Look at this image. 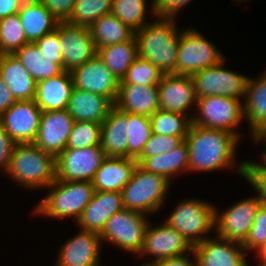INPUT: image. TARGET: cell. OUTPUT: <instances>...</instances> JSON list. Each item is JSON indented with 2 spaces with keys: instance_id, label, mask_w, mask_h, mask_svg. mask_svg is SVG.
<instances>
[{
  "instance_id": "51",
  "label": "cell",
  "mask_w": 266,
  "mask_h": 266,
  "mask_svg": "<svg viewBox=\"0 0 266 266\" xmlns=\"http://www.w3.org/2000/svg\"><path fill=\"white\" fill-rule=\"evenodd\" d=\"M251 140L254 142V144H263L266 148V122H264L260 127H258L252 134H251ZM264 151L266 149H263Z\"/></svg>"
},
{
  "instance_id": "40",
  "label": "cell",
  "mask_w": 266,
  "mask_h": 266,
  "mask_svg": "<svg viewBox=\"0 0 266 266\" xmlns=\"http://www.w3.org/2000/svg\"><path fill=\"white\" fill-rule=\"evenodd\" d=\"M101 145V124L90 121H75L66 148H88Z\"/></svg>"
},
{
  "instance_id": "17",
  "label": "cell",
  "mask_w": 266,
  "mask_h": 266,
  "mask_svg": "<svg viewBox=\"0 0 266 266\" xmlns=\"http://www.w3.org/2000/svg\"><path fill=\"white\" fill-rule=\"evenodd\" d=\"M71 75L75 88L103 95L115 104L120 81L97 54L83 65L73 69Z\"/></svg>"
},
{
  "instance_id": "36",
  "label": "cell",
  "mask_w": 266,
  "mask_h": 266,
  "mask_svg": "<svg viewBox=\"0 0 266 266\" xmlns=\"http://www.w3.org/2000/svg\"><path fill=\"white\" fill-rule=\"evenodd\" d=\"M125 130L128 137V158L137 160L152 134L150 119L144 115L127 113Z\"/></svg>"
},
{
  "instance_id": "15",
  "label": "cell",
  "mask_w": 266,
  "mask_h": 266,
  "mask_svg": "<svg viewBox=\"0 0 266 266\" xmlns=\"http://www.w3.org/2000/svg\"><path fill=\"white\" fill-rule=\"evenodd\" d=\"M73 235L59 245L55 266H101L100 235L83 229Z\"/></svg>"
},
{
  "instance_id": "49",
  "label": "cell",
  "mask_w": 266,
  "mask_h": 266,
  "mask_svg": "<svg viewBox=\"0 0 266 266\" xmlns=\"http://www.w3.org/2000/svg\"><path fill=\"white\" fill-rule=\"evenodd\" d=\"M17 100L0 77V116L7 111Z\"/></svg>"
},
{
  "instance_id": "47",
  "label": "cell",
  "mask_w": 266,
  "mask_h": 266,
  "mask_svg": "<svg viewBox=\"0 0 266 266\" xmlns=\"http://www.w3.org/2000/svg\"><path fill=\"white\" fill-rule=\"evenodd\" d=\"M16 144L5 129L0 126V172L4 173V175L9 168L12 151Z\"/></svg>"
},
{
  "instance_id": "44",
  "label": "cell",
  "mask_w": 266,
  "mask_h": 266,
  "mask_svg": "<svg viewBox=\"0 0 266 266\" xmlns=\"http://www.w3.org/2000/svg\"><path fill=\"white\" fill-rule=\"evenodd\" d=\"M35 44L48 58H56V63L63 69V57L59 40V23L56 29L38 39Z\"/></svg>"
},
{
  "instance_id": "52",
  "label": "cell",
  "mask_w": 266,
  "mask_h": 266,
  "mask_svg": "<svg viewBox=\"0 0 266 266\" xmlns=\"http://www.w3.org/2000/svg\"><path fill=\"white\" fill-rule=\"evenodd\" d=\"M256 258H258V260L260 261L261 264H263L264 266H266V252H258L257 254H255Z\"/></svg>"
},
{
  "instance_id": "35",
  "label": "cell",
  "mask_w": 266,
  "mask_h": 266,
  "mask_svg": "<svg viewBox=\"0 0 266 266\" xmlns=\"http://www.w3.org/2000/svg\"><path fill=\"white\" fill-rule=\"evenodd\" d=\"M152 133L181 137L185 140L192 120L182 113L159 109L151 117Z\"/></svg>"
},
{
  "instance_id": "9",
  "label": "cell",
  "mask_w": 266,
  "mask_h": 266,
  "mask_svg": "<svg viewBox=\"0 0 266 266\" xmlns=\"http://www.w3.org/2000/svg\"><path fill=\"white\" fill-rule=\"evenodd\" d=\"M185 28V29H184ZM225 56L197 29L183 27L179 39L176 74L193 75L218 64Z\"/></svg>"
},
{
  "instance_id": "26",
  "label": "cell",
  "mask_w": 266,
  "mask_h": 266,
  "mask_svg": "<svg viewBox=\"0 0 266 266\" xmlns=\"http://www.w3.org/2000/svg\"><path fill=\"white\" fill-rule=\"evenodd\" d=\"M114 104L105 96L73 88L67 111L75 121L102 124Z\"/></svg>"
},
{
  "instance_id": "30",
  "label": "cell",
  "mask_w": 266,
  "mask_h": 266,
  "mask_svg": "<svg viewBox=\"0 0 266 266\" xmlns=\"http://www.w3.org/2000/svg\"><path fill=\"white\" fill-rule=\"evenodd\" d=\"M244 119L251 134L266 122V70L248 78L243 100Z\"/></svg>"
},
{
  "instance_id": "31",
  "label": "cell",
  "mask_w": 266,
  "mask_h": 266,
  "mask_svg": "<svg viewBox=\"0 0 266 266\" xmlns=\"http://www.w3.org/2000/svg\"><path fill=\"white\" fill-rule=\"evenodd\" d=\"M89 30L96 49L123 43L135 36V31L112 13L98 18L89 26Z\"/></svg>"
},
{
  "instance_id": "25",
  "label": "cell",
  "mask_w": 266,
  "mask_h": 266,
  "mask_svg": "<svg viewBox=\"0 0 266 266\" xmlns=\"http://www.w3.org/2000/svg\"><path fill=\"white\" fill-rule=\"evenodd\" d=\"M138 165L145 171L174 181L175 176L189 173V148L185 140L176 148L151 157H139Z\"/></svg>"
},
{
  "instance_id": "2",
  "label": "cell",
  "mask_w": 266,
  "mask_h": 266,
  "mask_svg": "<svg viewBox=\"0 0 266 266\" xmlns=\"http://www.w3.org/2000/svg\"><path fill=\"white\" fill-rule=\"evenodd\" d=\"M154 20V21H153ZM135 32L138 55L164 74H176L181 29L177 20L154 18Z\"/></svg>"
},
{
  "instance_id": "18",
  "label": "cell",
  "mask_w": 266,
  "mask_h": 266,
  "mask_svg": "<svg viewBox=\"0 0 266 266\" xmlns=\"http://www.w3.org/2000/svg\"><path fill=\"white\" fill-rule=\"evenodd\" d=\"M59 40L63 57V70L71 72L89 61L97 53L89 27L59 22Z\"/></svg>"
},
{
  "instance_id": "11",
  "label": "cell",
  "mask_w": 266,
  "mask_h": 266,
  "mask_svg": "<svg viewBox=\"0 0 266 266\" xmlns=\"http://www.w3.org/2000/svg\"><path fill=\"white\" fill-rule=\"evenodd\" d=\"M153 225L149 221L143 246L137 255V259L146 258L143 264H151L161 259L181 256L193 251V246L165 221L160 225Z\"/></svg>"
},
{
  "instance_id": "27",
  "label": "cell",
  "mask_w": 266,
  "mask_h": 266,
  "mask_svg": "<svg viewBox=\"0 0 266 266\" xmlns=\"http://www.w3.org/2000/svg\"><path fill=\"white\" fill-rule=\"evenodd\" d=\"M127 113L115 105L101 124V147L106 157L128 158Z\"/></svg>"
},
{
  "instance_id": "45",
  "label": "cell",
  "mask_w": 266,
  "mask_h": 266,
  "mask_svg": "<svg viewBox=\"0 0 266 266\" xmlns=\"http://www.w3.org/2000/svg\"><path fill=\"white\" fill-rule=\"evenodd\" d=\"M193 0H154L155 18L178 20V13ZM186 6V7H185Z\"/></svg>"
},
{
  "instance_id": "19",
  "label": "cell",
  "mask_w": 266,
  "mask_h": 266,
  "mask_svg": "<svg viewBox=\"0 0 266 266\" xmlns=\"http://www.w3.org/2000/svg\"><path fill=\"white\" fill-rule=\"evenodd\" d=\"M74 122L66 109L43 111L34 144L56 158L66 149Z\"/></svg>"
},
{
  "instance_id": "57",
  "label": "cell",
  "mask_w": 266,
  "mask_h": 266,
  "mask_svg": "<svg viewBox=\"0 0 266 266\" xmlns=\"http://www.w3.org/2000/svg\"><path fill=\"white\" fill-rule=\"evenodd\" d=\"M141 266H151L150 264H141Z\"/></svg>"
},
{
  "instance_id": "10",
  "label": "cell",
  "mask_w": 266,
  "mask_h": 266,
  "mask_svg": "<svg viewBox=\"0 0 266 266\" xmlns=\"http://www.w3.org/2000/svg\"><path fill=\"white\" fill-rule=\"evenodd\" d=\"M226 58L218 64L202 69L191 75L197 98L204 96H228L244 100L249 76L236 73L224 66Z\"/></svg>"
},
{
  "instance_id": "3",
  "label": "cell",
  "mask_w": 266,
  "mask_h": 266,
  "mask_svg": "<svg viewBox=\"0 0 266 266\" xmlns=\"http://www.w3.org/2000/svg\"><path fill=\"white\" fill-rule=\"evenodd\" d=\"M6 177L26 190H45L56 180L55 157L34 143L16 144Z\"/></svg>"
},
{
  "instance_id": "14",
  "label": "cell",
  "mask_w": 266,
  "mask_h": 266,
  "mask_svg": "<svg viewBox=\"0 0 266 266\" xmlns=\"http://www.w3.org/2000/svg\"><path fill=\"white\" fill-rule=\"evenodd\" d=\"M158 88L161 110L182 113L192 120L198 98L190 75L164 74Z\"/></svg>"
},
{
  "instance_id": "50",
  "label": "cell",
  "mask_w": 266,
  "mask_h": 266,
  "mask_svg": "<svg viewBox=\"0 0 266 266\" xmlns=\"http://www.w3.org/2000/svg\"><path fill=\"white\" fill-rule=\"evenodd\" d=\"M25 0H0V19L18 13Z\"/></svg>"
},
{
  "instance_id": "34",
  "label": "cell",
  "mask_w": 266,
  "mask_h": 266,
  "mask_svg": "<svg viewBox=\"0 0 266 266\" xmlns=\"http://www.w3.org/2000/svg\"><path fill=\"white\" fill-rule=\"evenodd\" d=\"M149 1L151 2L150 5L148 3ZM149 1L112 0L111 13L116 15L125 25L129 26L133 31L136 32L151 22L155 17L154 0ZM147 15L152 16V18H148L150 21L147 20Z\"/></svg>"
},
{
  "instance_id": "38",
  "label": "cell",
  "mask_w": 266,
  "mask_h": 266,
  "mask_svg": "<svg viewBox=\"0 0 266 266\" xmlns=\"http://www.w3.org/2000/svg\"><path fill=\"white\" fill-rule=\"evenodd\" d=\"M28 43L18 13L0 19V54H13Z\"/></svg>"
},
{
  "instance_id": "54",
  "label": "cell",
  "mask_w": 266,
  "mask_h": 266,
  "mask_svg": "<svg viewBox=\"0 0 266 266\" xmlns=\"http://www.w3.org/2000/svg\"><path fill=\"white\" fill-rule=\"evenodd\" d=\"M251 264L249 263V259H248V261H247V263H246V266H250ZM256 266H264L263 264H261V263H258V265H256Z\"/></svg>"
},
{
  "instance_id": "22",
  "label": "cell",
  "mask_w": 266,
  "mask_h": 266,
  "mask_svg": "<svg viewBox=\"0 0 266 266\" xmlns=\"http://www.w3.org/2000/svg\"><path fill=\"white\" fill-rule=\"evenodd\" d=\"M114 105L125 113L151 117L160 109L158 85L119 84Z\"/></svg>"
},
{
  "instance_id": "12",
  "label": "cell",
  "mask_w": 266,
  "mask_h": 266,
  "mask_svg": "<svg viewBox=\"0 0 266 266\" xmlns=\"http://www.w3.org/2000/svg\"><path fill=\"white\" fill-rule=\"evenodd\" d=\"M250 195L230 207L220 209L215 207V234L243 244L250 232L254 217L262 204L256 194Z\"/></svg>"
},
{
  "instance_id": "16",
  "label": "cell",
  "mask_w": 266,
  "mask_h": 266,
  "mask_svg": "<svg viewBox=\"0 0 266 266\" xmlns=\"http://www.w3.org/2000/svg\"><path fill=\"white\" fill-rule=\"evenodd\" d=\"M42 110L34 100H17L0 116V126L17 143H34Z\"/></svg>"
},
{
  "instance_id": "5",
  "label": "cell",
  "mask_w": 266,
  "mask_h": 266,
  "mask_svg": "<svg viewBox=\"0 0 266 266\" xmlns=\"http://www.w3.org/2000/svg\"><path fill=\"white\" fill-rule=\"evenodd\" d=\"M172 184L165 177L137 165L131 180L121 191L124 209L146 215L157 214L163 209Z\"/></svg>"
},
{
  "instance_id": "1",
  "label": "cell",
  "mask_w": 266,
  "mask_h": 266,
  "mask_svg": "<svg viewBox=\"0 0 266 266\" xmlns=\"http://www.w3.org/2000/svg\"><path fill=\"white\" fill-rule=\"evenodd\" d=\"M185 142L189 148V173L236 168V173L244 177L246 159L236 161L241 141L235 134L191 124Z\"/></svg>"
},
{
  "instance_id": "32",
  "label": "cell",
  "mask_w": 266,
  "mask_h": 266,
  "mask_svg": "<svg viewBox=\"0 0 266 266\" xmlns=\"http://www.w3.org/2000/svg\"><path fill=\"white\" fill-rule=\"evenodd\" d=\"M96 54L110 69L116 79L121 81L138 56L135 36L123 43L97 48Z\"/></svg>"
},
{
  "instance_id": "28",
  "label": "cell",
  "mask_w": 266,
  "mask_h": 266,
  "mask_svg": "<svg viewBox=\"0 0 266 266\" xmlns=\"http://www.w3.org/2000/svg\"><path fill=\"white\" fill-rule=\"evenodd\" d=\"M0 77L16 100H34L36 81L13 54H0Z\"/></svg>"
},
{
  "instance_id": "23",
  "label": "cell",
  "mask_w": 266,
  "mask_h": 266,
  "mask_svg": "<svg viewBox=\"0 0 266 266\" xmlns=\"http://www.w3.org/2000/svg\"><path fill=\"white\" fill-rule=\"evenodd\" d=\"M74 88L71 72L36 82L34 102L42 111L67 109Z\"/></svg>"
},
{
  "instance_id": "7",
  "label": "cell",
  "mask_w": 266,
  "mask_h": 266,
  "mask_svg": "<svg viewBox=\"0 0 266 266\" xmlns=\"http://www.w3.org/2000/svg\"><path fill=\"white\" fill-rule=\"evenodd\" d=\"M243 122V100L228 96H204L197 99L192 124L231 132L241 140L244 135L238 127Z\"/></svg>"
},
{
  "instance_id": "29",
  "label": "cell",
  "mask_w": 266,
  "mask_h": 266,
  "mask_svg": "<svg viewBox=\"0 0 266 266\" xmlns=\"http://www.w3.org/2000/svg\"><path fill=\"white\" fill-rule=\"evenodd\" d=\"M18 15L29 43H35L45 34L54 31L59 23L39 0H25Z\"/></svg>"
},
{
  "instance_id": "53",
  "label": "cell",
  "mask_w": 266,
  "mask_h": 266,
  "mask_svg": "<svg viewBox=\"0 0 266 266\" xmlns=\"http://www.w3.org/2000/svg\"><path fill=\"white\" fill-rule=\"evenodd\" d=\"M260 158H259V163L266 169V150L261 153Z\"/></svg>"
},
{
  "instance_id": "8",
  "label": "cell",
  "mask_w": 266,
  "mask_h": 266,
  "mask_svg": "<svg viewBox=\"0 0 266 266\" xmlns=\"http://www.w3.org/2000/svg\"><path fill=\"white\" fill-rule=\"evenodd\" d=\"M149 221L148 215L134 210L123 209L115 213L99 234L102 245L109 243L124 252L134 253L136 257L143 246Z\"/></svg>"
},
{
  "instance_id": "56",
  "label": "cell",
  "mask_w": 266,
  "mask_h": 266,
  "mask_svg": "<svg viewBox=\"0 0 266 266\" xmlns=\"http://www.w3.org/2000/svg\"><path fill=\"white\" fill-rule=\"evenodd\" d=\"M259 252H266V244L263 246V248Z\"/></svg>"
},
{
  "instance_id": "41",
  "label": "cell",
  "mask_w": 266,
  "mask_h": 266,
  "mask_svg": "<svg viewBox=\"0 0 266 266\" xmlns=\"http://www.w3.org/2000/svg\"><path fill=\"white\" fill-rule=\"evenodd\" d=\"M266 244V205L261 204L252 227L250 229L249 235L246 241L242 244L245 251L250 255L254 251L257 254L263 246Z\"/></svg>"
},
{
  "instance_id": "6",
  "label": "cell",
  "mask_w": 266,
  "mask_h": 266,
  "mask_svg": "<svg viewBox=\"0 0 266 266\" xmlns=\"http://www.w3.org/2000/svg\"><path fill=\"white\" fill-rule=\"evenodd\" d=\"M215 207L199 198L181 200L164 221L178 231L193 247L215 233Z\"/></svg>"
},
{
  "instance_id": "48",
  "label": "cell",
  "mask_w": 266,
  "mask_h": 266,
  "mask_svg": "<svg viewBox=\"0 0 266 266\" xmlns=\"http://www.w3.org/2000/svg\"><path fill=\"white\" fill-rule=\"evenodd\" d=\"M192 258H191V256ZM151 266H197V258L194 251L181 256L165 258L155 261Z\"/></svg>"
},
{
  "instance_id": "13",
  "label": "cell",
  "mask_w": 266,
  "mask_h": 266,
  "mask_svg": "<svg viewBox=\"0 0 266 266\" xmlns=\"http://www.w3.org/2000/svg\"><path fill=\"white\" fill-rule=\"evenodd\" d=\"M106 158L101 145L88 148H66L55 158L56 180L92 181Z\"/></svg>"
},
{
  "instance_id": "24",
  "label": "cell",
  "mask_w": 266,
  "mask_h": 266,
  "mask_svg": "<svg viewBox=\"0 0 266 266\" xmlns=\"http://www.w3.org/2000/svg\"><path fill=\"white\" fill-rule=\"evenodd\" d=\"M137 165L138 162L132 158L106 157L91 181L94 190L121 192Z\"/></svg>"
},
{
  "instance_id": "20",
  "label": "cell",
  "mask_w": 266,
  "mask_h": 266,
  "mask_svg": "<svg viewBox=\"0 0 266 266\" xmlns=\"http://www.w3.org/2000/svg\"><path fill=\"white\" fill-rule=\"evenodd\" d=\"M197 266H246L249 254L241 243L215 235L193 247ZM248 257V258H247Z\"/></svg>"
},
{
  "instance_id": "33",
  "label": "cell",
  "mask_w": 266,
  "mask_h": 266,
  "mask_svg": "<svg viewBox=\"0 0 266 266\" xmlns=\"http://www.w3.org/2000/svg\"><path fill=\"white\" fill-rule=\"evenodd\" d=\"M14 54L36 82L57 76L64 71L56 63V58L43 55L35 43L23 45Z\"/></svg>"
},
{
  "instance_id": "46",
  "label": "cell",
  "mask_w": 266,
  "mask_h": 266,
  "mask_svg": "<svg viewBox=\"0 0 266 266\" xmlns=\"http://www.w3.org/2000/svg\"><path fill=\"white\" fill-rule=\"evenodd\" d=\"M59 22H65L71 15L76 0H39Z\"/></svg>"
},
{
  "instance_id": "4",
  "label": "cell",
  "mask_w": 266,
  "mask_h": 266,
  "mask_svg": "<svg viewBox=\"0 0 266 266\" xmlns=\"http://www.w3.org/2000/svg\"><path fill=\"white\" fill-rule=\"evenodd\" d=\"M46 190V195L33 208V215L54 220L69 218L75 223L95 192L91 181L55 180Z\"/></svg>"
},
{
  "instance_id": "43",
  "label": "cell",
  "mask_w": 266,
  "mask_h": 266,
  "mask_svg": "<svg viewBox=\"0 0 266 266\" xmlns=\"http://www.w3.org/2000/svg\"><path fill=\"white\" fill-rule=\"evenodd\" d=\"M183 141L181 137L152 133L140 157H151L169 152L178 147Z\"/></svg>"
},
{
  "instance_id": "21",
  "label": "cell",
  "mask_w": 266,
  "mask_h": 266,
  "mask_svg": "<svg viewBox=\"0 0 266 266\" xmlns=\"http://www.w3.org/2000/svg\"><path fill=\"white\" fill-rule=\"evenodd\" d=\"M124 209L121 192L95 191L76 225L100 234L109 218Z\"/></svg>"
},
{
  "instance_id": "37",
  "label": "cell",
  "mask_w": 266,
  "mask_h": 266,
  "mask_svg": "<svg viewBox=\"0 0 266 266\" xmlns=\"http://www.w3.org/2000/svg\"><path fill=\"white\" fill-rule=\"evenodd\" d=\"M112 11V0H76L70 17L65 21L74 26L89 27Z\"/></svg>"
},
{
  "instance_id": "55",
  "label": "cell",
  "mask_w": 266,
  "mask_h": 266,
  "mask_svg": "<svg viewBox=\"0 0 266 266\" xmlns=\"http://www.w3.org/2000/svg\"><path fill=\"white\" fill-rule=\"evenodd\" d=\"M246 1H251V0H236L235 2H239L238 4H242L241 2H245L246 3Z\"/></svg>"
},
{
  "instance_id": "42",
  "label": "cell",
  "mask_w": 266,
  "mask_h": 266,
  "mask_svg": "<svg viewBox=\"0 0 266 266\" xmlns=\"http://www.w3.org/2000/svg\"><path fill=\"white\" fill-rule=\"evenodd\" d=\"M250 188L257 194L258 200L266 205V169L258 162L246 160L244 177Z\"/></svg>"
},
{
  "instance_id": "39",
  "label": "cell",
  "mask_w": 266,
  "mask_h": 266,
  "mask_svg": "<svg viewBox=\"0 0 266 266\" xmlns=\"http://www.w3.org/2000/svg\"><path fill=\"white\" fill-rule=\"evenodd\" d=\"M164 73L139 55L134 60L120 84L158 85Z\"/></svg>"
}]
</instances>
